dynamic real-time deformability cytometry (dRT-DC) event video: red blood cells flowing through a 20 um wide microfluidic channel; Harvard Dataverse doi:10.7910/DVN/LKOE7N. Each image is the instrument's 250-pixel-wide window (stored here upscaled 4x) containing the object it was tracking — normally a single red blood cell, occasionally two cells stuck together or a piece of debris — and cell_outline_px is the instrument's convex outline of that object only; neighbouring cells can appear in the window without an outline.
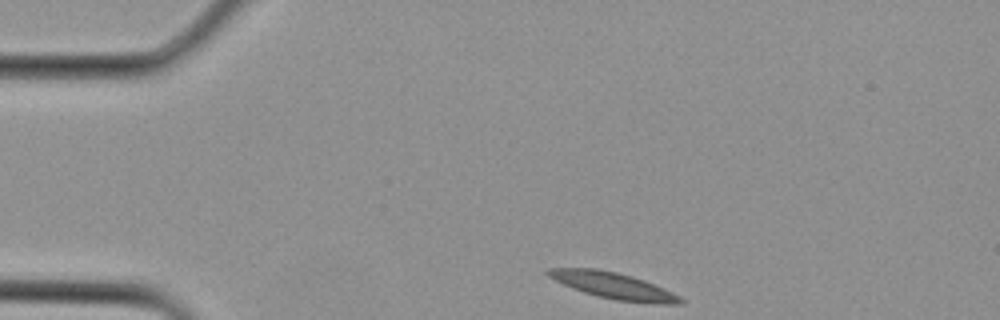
{"species": "Egyptian fruit bat (a non-hibernating species)", "species_latin": "Rousettus aegyptiacus", "temperature_condition": "cold", "stored_images_in_passage": 23, "camera_frame_rate_fps": 3000, "um_per_image_px": 0.085, "animal": {"sex": "female"}, "frame": {"image": 1, "passage_image": 1, "time_ms": 0.0, "image_size_px": [1000, 320], "cell_outline_px": [[688, 300], [684, 304], [652, 304], [616, 300], [596, 296], [572, 288], [548, 276], [544, 272], [548, 268], [596, 268], [616, 272], [632, 276], [644, 280], [664, 288]], "centroid_in_image_um": [52.21, 24.29], "position_along_channel_um": 32.8, "area_um2": 20.52}}
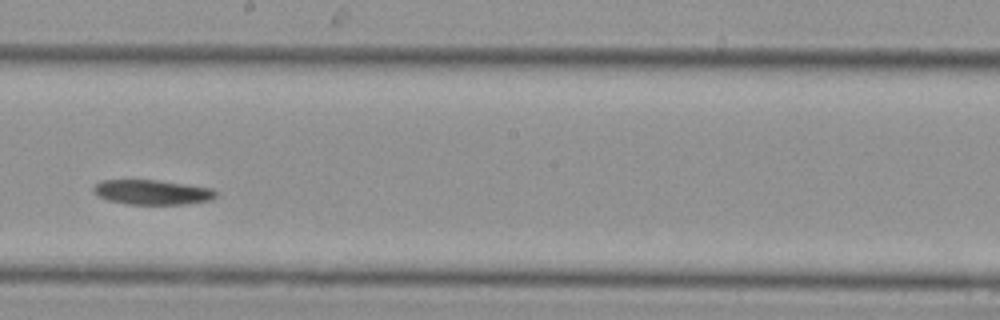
{"frame": {"image": 2, "passage_image": 13, "time_ms": 4.0, "image_size_px": [1000, 320], "cell_outline_px": [[216, 196], [212, 200], [188, 204], [128, 204], [108, 200], [100, 196], [92, 188], [96, 184], [104, 180], [160, 180], [212, 188], [216, 192]], "centroid_in_image_um": [12.99, 16.34], "position_along_channel_um": 235.2, "area_um2": 17.57}}
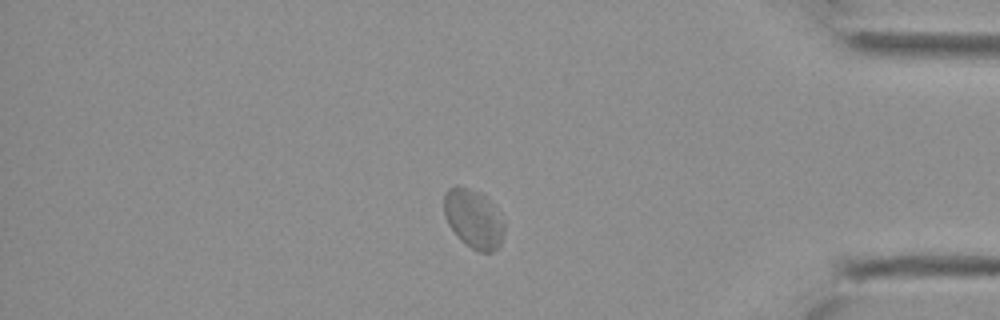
{"frame": {"image": 3, "passage_image": 22, "time_ms": 7.0, "image_size_px": [1000, 320], "cell_outline_px": [[504, 232], [500, 244], [492, 252], [480, 252], [472, 248], [460, 240], [448, 224], [444, 216], [444, 192], [448, 188], [456, 184], [480, 192], [488, 200], [504, 220]], "centroid_in_image_um": [40.22, 18.58], "position_along_channel_um": 395.0, "area_um2": 20.69}}